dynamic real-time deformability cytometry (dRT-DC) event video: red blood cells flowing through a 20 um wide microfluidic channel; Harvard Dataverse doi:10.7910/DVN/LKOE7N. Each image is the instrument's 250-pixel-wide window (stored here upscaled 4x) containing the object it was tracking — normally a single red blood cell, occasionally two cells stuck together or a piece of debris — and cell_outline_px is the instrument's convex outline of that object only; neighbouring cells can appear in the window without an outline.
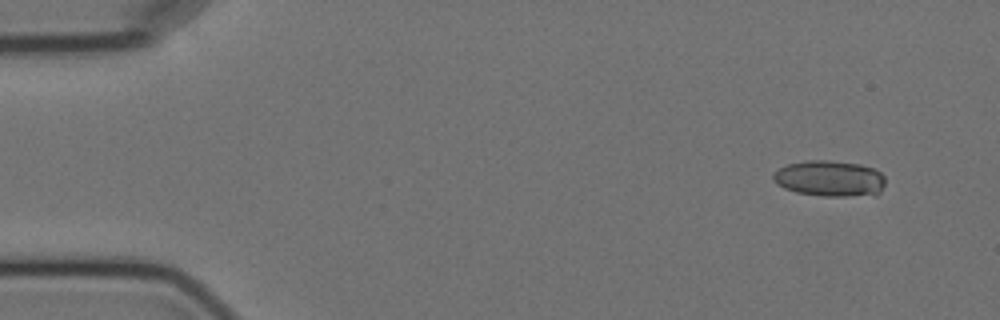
{"species": "Egyptian fruit bat (a non-hibernating species)", "species_latin": "Rousettus aegyptiacus", "temperature_condition": "cold", "stored_images_in_passage": 4, "camera_frame_rate_fps": 3000, "um_per_image_px": 0.085, "animal": {"sex": "female"}, "frame": {"image": 1, "passage_image": 2, "time_ms": 1.0, "image_size_px": [1000, 320], "cell_outline_px": [[884, 184], [880, 192], [876, 196], [820, 196], [796, 192], [784, 188], [776, 184], [772, 180], [772, 172], [788, 164], [808, 160], [828, 160], [860, 164], [872, 168], [880, 172], [884, 176]], "centroid_in_image_um": [70.52, 15.18], "position_along_channel_um": 14.5, "area_um2": 23.81}}
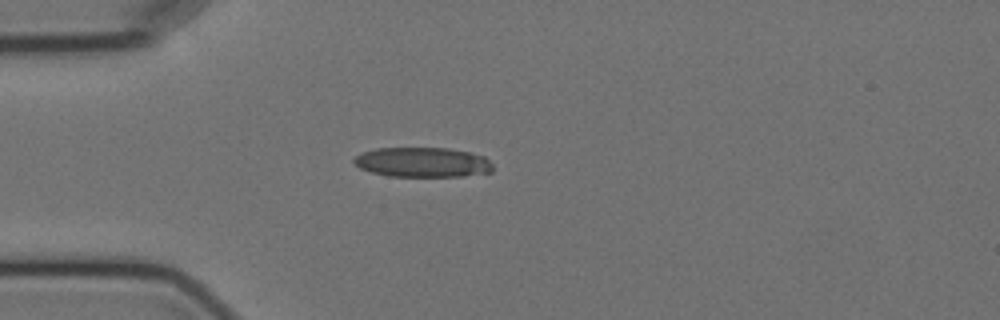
{"frame": {"image": 2, "passage_image": 4, "time_ms": 4.667, "image_size_px": [1000, 320], "cell_outline_px": [[492, 172], [464, 176], [388, 176], [372, 172], [360, 168], [352, 160], [360, 152], [376, 148], [448, 148], [468, 152], [484, 156], [492, 164]], "centroid_in_image_um": [35.9, 13.79], "position_along_channel_um": 49.1, "area_um2": 24.1}}